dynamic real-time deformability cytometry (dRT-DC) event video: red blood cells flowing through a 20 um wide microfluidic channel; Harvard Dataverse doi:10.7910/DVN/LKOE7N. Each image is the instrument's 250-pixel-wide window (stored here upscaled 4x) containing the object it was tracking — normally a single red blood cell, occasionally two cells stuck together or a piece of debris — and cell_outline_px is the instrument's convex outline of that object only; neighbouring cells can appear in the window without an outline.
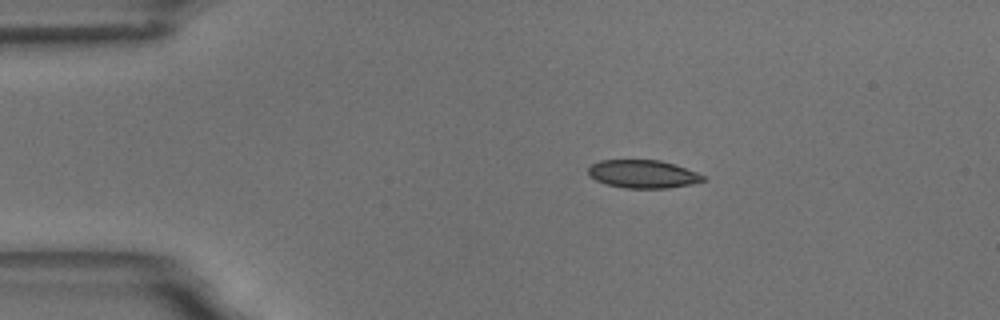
{"species": "common noctule bat (a hibernating species)", "species_latin": "Nyctalus noctula", "temperature_condition": "room temperature", "stored_images_in_passage": 48, "camera_frame_rate_fps": 3000, "um_per_image_px": 0.085, "animal": {"sex": "male", "body_mass_g": 18.8}, "frame": {"image": 1, "passage_image": 1, "time_ms": 0.0, "image_size_px": [1000, 320], "cell_outline_px": [[708, 180], [692, 184], [668, 188], [624, 188], [608, 184], [596, 180], [588, 172], [588, 168], [592, 164], [600, 160], [660, 160], [708, 176]], "centroid_in_image_um": [54.7, 14.8], "position_along_channel_um": 30.3, "area_um2": 18.73}}
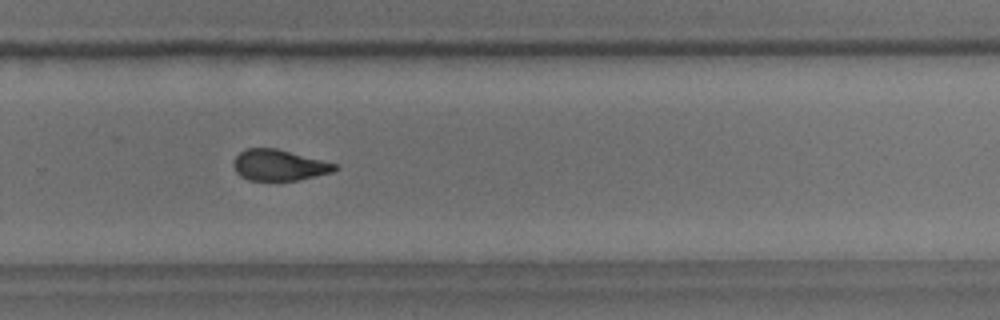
{"frame": {"image": 2, "passage_image": 29, "time_ms": 9.333, "image_size_px": [1000, 320], "cell_outline_px": [[340, 168], [332, 172], [300, 180], [248, 180], [240, 176], [236, 172], [232, 164], [236, 156], [244, 148], [276, 148], [336, 164]], "centroid_in_image_um": [23.69, 14.04], "position_along_channel_um": 306.1, "area_um2": 18.26}}
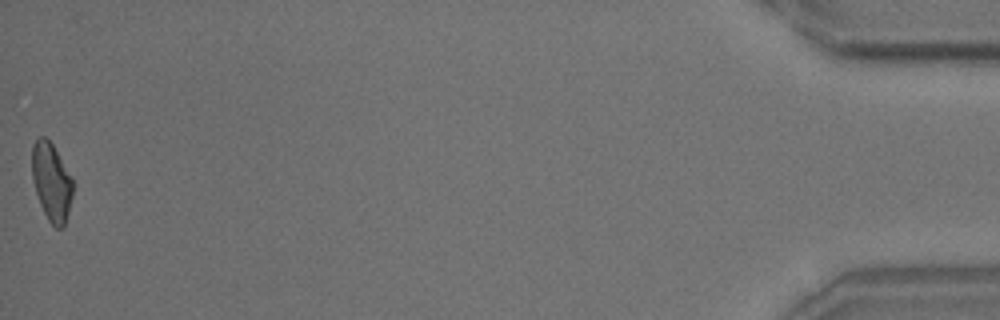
{"frame": {"image": 3, "passage_image": 48, "time_ms": 15.667, "image_size_px": [1000, 320], "cell_outline_px": [[72, 196], [64, 228], [56, 228], [48, 220], [40, 204], [32, 180], [32, 144], [40, 136], [44, 136], [52, 144], [72, 176]], "centroid_in_image_um": [4.37, 15.46], "position_along_channel_um": 430.8, "area_um2": 18.5}, "authors_computed_cell_mechanics": {"area_um2": 19.1896, "velocity_mm_per_s": 3.4945, "shape_relaxation_time_tau1_ms": 7.3408, "shape_relaxation_time_tau2_ms": 1.9931, "deformation_change_tau1": 0.1567, "deformation_change_tau2": 0.0812}}